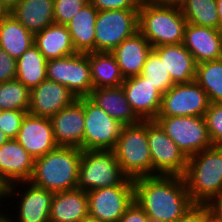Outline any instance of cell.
I'll return each instance as SVG.
<instances>
[{
	"label": "cell",
	"mask_w": 222,
	"mask_h": 222,
	"mask_svg": "<svg viewBox=\"0 0 222 222\" xmlns=\"http://www.w3.org/2000/svg\"><path fill=\"white\" fill-rule=\"evenodd\" d=\"M81 154L80 148L58 146L34 160L30 181L52 192L76 189Z\"/></svg>",
	"instance_id": "obj_3"
},
{
	"label": "cell",
	"mask_w": 222,
	"mask_h": 222,
	"mask_svg": "<svg viewBox=\"0 0 222 222\" xmlns=\"http://www.w3.org/2000/svg\"><path fill=\"white\" fill-rule=\"evenodd\" d=\"M153 50L159 55L164 63L166 72L174 84L190 83L195 81L196 62L193 55L183 44H171L154 47Z\"/></svg>",
	"instance_id": "obj_22"
},
{
	"label": "cell",
	"mask_w": 222,
	"mask_h": 222,
	"mask_svg": "<svg viewBox=\"0 0 222 222\" xmlns=\"http://www.w3.org/2000/svg\"><path fill=\"white\" fill-rule=\"evenodd\" d=\"M34 44V35L9 13L0 20V47L16 60Z\"/></svg>",
	"instance_id": "obj_28"
},
{
	"label": "cell",
	"mask_w": 222,
	"mask_h": 222,
	"mask_svg": "<svg viewBox=\"0 0 222 222\" xmlns=\"http://www.w3.org/2000/svg\"><path fill=\"white\" fill-rule=\"evenodd\" d=\"M47 79L64 85L75 97H89L93 90L88 53H75L47 61Z\"/></svg>",
	"instance_id": "obj_11"
},
{
	"label": "cell",
	"mask_w": 222,
	"mask_h": 222,
	"mask_svg": "<svg viewBox=\"0 0 222 222\" xmlns=\"http://www.w3.org/2000/svg\"><path fill=\"white\" fill-rule=\"evenodd\" d=\"M28 111L6 110L2 111L0 118V130L3 131L9 139H16L23 118Z\"/></svg>",
	"instance_id": "obj_37"
},
{
	"label": "cell",
	"mask_w": 222,
	"mask_h": 222,
	"mask_svg": "<svg viewBox=\"0 0 222 222\" xmlns=\"http://www.w3.org/2000/svg\"><path fill=\"white\" fill-rule=\"evenodd\" d=\"M98 10L89 1L66 25L77 53L95 52V24Z\"/></svg>",
	"instance_id": "obj_26"
},
{
	"label": "cell",
	"mask_w": 222,
	"mask_h": 222,
	"mask_svg": "<svg viewBox=\"0 0 222 222\" xmlns=\"http://www.w3.org/2000/svg\"><path fill=\"white\" fill-rule=\"evenodd\" d=\"M206 222H221V221H218L213 216H211Z\"/></svg>",
	"instance_id": "obj_51"
},
{
	"label": "cell",
	"mask_w": 222,
	"mask_h": 222,
	"mask_svg": "<svg viewBox=\"0 0 222 222\" xmlns=\"http://www.w3.org/2000/svg\"><path fill=\"white\" fill-rule=\"evenodd\" d=\"M34 171V159L15 139L0 146V184L9 185L30 181Z\"/></svg>",
	"instance_id": "obj_17"
},
{
	"label": "cell",
	"mask_w": 222,
	"mask_h": 222,
	"mask_svg": "<svg viewBox=\"0 0 222 222\" xmlns=\"http://www.w3.org/2000/svg\"><path fill=\"white\" fill-rule=\"evenodd\" d=\"M187 20L177 4L143 0L138 10V31L152 47L182 44Z\"/></svg>",
	"instance_id": "obj_2"
},
{
	"label": "cell",
	"mask_w": 222,
	"mask_h": 222,
	"mask_svg": "<svg viewBox=\"0 0 222 222\" xmlns=\"http://www.w3.org/2000/svg\"><path fill=\"white\" fill-rule=\"evenodd\" d=\"M195 81L207 93L210 103L222 102V58L196 64Z\"/></svg>",
	"instance_id": "obj_31"
},
{
	"label": "cell",
	"mask_w": 222,
	"mask_h": 222,
	"mask_svg": "<svg viewBox=\"0 0 222 222\" xmlns=\"http://www.w3.org/2000/svg\"><path fill=\"white\" fill-rule=\"evenodd\" d=\"M47 59L33 44L17 60L16 79L29 90L47 79Z\"/></svg>",
	"instance_id": "obj_30"
},
{
	"label": "cell",
	"mask_w": 222,
	"mask_h": 222,
	"mask_svg": "<svg viewBox=\"0 0 222 222\" xmlns=\"http://www.w3.org/2000/svg\"><path fill=\"white\" fill-rule=\"evenodd\" d=\"M154 120L187 157L213 146L204 117H156Z\"/></svg>",
	"instance_id": "obj_8"
},
{
	"label": "cell",
	"mask_w": 222,
	"mask_h": 222,
	"mask_svg": "<svg viewBox=\"0 0 222 222\" xmlns=\"http://www.w3.org/2000/svg\"><path fill=\"white\" fill-rule=\"evenodd\" d=\"M2 117V110L0 109V118Z\"/></svg>",
	"instance_id": "obj_53"
},
{
	"label": "cell",
	"mask_w": 222,
	"mask_h": 222,
	"mask_svg": "<svg viewBox=\"0 0 222 222\" xmlns=\"http://www.w3.org/2000/svg\"><path fill=\"white\" fill-rule=\"evenodd\" d=\"M2 202H0V207L2 206V204H1ZM0 209H2V211L0 210V222H3L5 219H6V213H5V211H6V208H5V210H3L4 208H0ZM4 211V212H3Z\"/></svg>",
	"instance_id": "obj_48"
},
{
	"label": "cell",
	"mask_w": 222,
	"mask_h": 222,
	"mask_svg": "<svg viewBox=\"0 0 222 222\" xmlns=\"http://www.w3.org/2000/svg\"><path fill=\"white\" fill-rule=\"evenodd\" d=\"M118 185H134L120 167L113 150H83L77 188L85 192Z\"/></svg>",
	"instance_id": "obj_6"
},
{
	"label": "cell",
	"mask_w": 222,
	"mask_h": 222,
	"mask_svg": "<svg viewBox=\"0 0 222 222\" xmlns=\"http://www.w3.org/2000/svg\"><path fill=\"white\" fill-rule=\"evenodd\" d=\"M9 140L10 139L7 137V135L3 131L0 130V146Z\"/></svg>",
	"instance_id": "obj_47"
},
{
	"label": "cell",
	"mask_w": 222,
	"mask_h": 222,
	"mask_svg": "<svg viewBox=\"0 0 222 222\" xmlns=\"http://www.w3.org/2000/svg\"><path fill=\"white\" fill-rule=\"evenodd\" d=\"M10 12L7 10V8L3 5V3L0 0V20L4 17H6Z\"/></svg>",
	"instance_id": "obj_46"
},
{
	"label": "cell",
	"mask_w": 222,
	"mask_h": 222,
	"mask_svg": "<svg viewBox=\"0 0 222 222\" xmlns=\"http://www.w3.org/2000/svg\"><path fill=\"white\" fill-rule=\"evenodd\" d=\"M113 152L123 172L129 178L152 176V160L147 140V120L124 125Z\"/></svg>",
	"instance_id": "obj_5"
},
{
	"label": "cell",
	"mask_w": 222,
	"mask_h": 222,
	"mask_svg": "<svg viewBox=\"0 0 222 222\" xmlns=\"http://www.w3.org/2000/svg\"><path fill=\"white\" fill-rule=\"evenodd\" d=\"M53 134L58 146L80 148L83 151L85 116L83 97L63 108L51 118Z\"/></svg>",
	"instance_id": "obj_16"
},
{
	"label": "cell",
	"mask_w": 222,
	"mask_h": 222,
	"mask_svg": "<svg viewBox=\"0 0 222 222\" xmlns=\"http://www.w3.org/2000/svg\"><path fill=\"white\" fill-rule=\"evenodd\" d=\"M35 160L58 147L50 118L27 112L15 139Z\"/></svg>",
	"instance_id": "obj_15"
},
{
	"label": "cell",
	"mask_w": 222,
	"mask_h": 222,
	"mask_svg": "<svg viewBox=\"0 0 222 222\" xmlns=\"http://www.w3.org/2000/svg\"><path fill=\"white\" fill-rule=\"evenodd\" d=\"M98 11L139 9L143 0H90Z\"/></svg>",
	"instance_id": "obj_38"
},
{
	"label": "cell",
	"mask_w": 222,
	"mask_h": 222,
	"mask_svg": "<svg viewBox=\"0 0 222 222\" xmlns=\"http://www.w3.org/2000/svg\"><path fill=\"white\" fill-rule=\"evenodd\" d=\"M141 75L162 95L174 85L164 63L153 49L146 58Z\"/></svg>",
	"instance_id": "obj_34"
},
{
	"label": "cell",
	"mask_w": 222,
	"mask_h": 222,
	"mask_svg": "<svg viewBox=\"0 0 222 222\" xmlns=\"http://www.w3.org/2000/svg\"><path fill=\"white\" fill-rule=\"evenodd\" d=\"M85 127L83 150H113L122 127L89 97H83Z\"/></svg>",
	"instance_id": "obj_12"
},
{
	"label": "cell",
	"mask_w": 222,
	"mask_h": 222,
	"mask_svg": "<svg viewBox=\"0 0 222 222\" xmlns=\"http://www.w3.org/2000/svg\"><path fill=\"white\" fill-rule=\"evenodd\" d=\"M178 5L188 23L218 30L216 0H182Z\"/></svg>",
	"instance_id": "obj_32"
},
{
	"label": "cell",
	"mask_w": 222,
	"mask_h": 222,
	"mask_svg": "<svg viewBox=\"0 0 222 222\" xmlns=\"http://www.w3.org/2000/svg\"><path fill=\"white\" fill-rule=\"evenodd\" d=\"M213 146H222V102L210 103L204 115Z\"/></svg>",
	"instance_id": "obj_35"
},
{
	"label": "cell",
	"mask_w": 222,
	"mask_h": 222,
	"mask_svg": "<svg viewBox=\"0 0 222 222\" xmlns=\"http://www.w3.org/2000/svg\"><path fill=\"white\" fill-rule=\"evenodd\" d=\"M183 177L194 204H208L222 193V146L189 156Z\"/></svg>",
	"instance_id": "obj_4"
},
{
	"label": "cell",
	"mask_w": 222,
	"mask_h": 222,
	"mask_svg": "<svg viewBox=\"0 0 222 222\" xmlns=\"http://www.w3.org/2000/svg\"><path fill=\"white\" fill-rule=\"evenodd\" d=\"M4 200V187L0 184V202Z\"/></svg>",
	"instance_id": "obj_50"
},
{
	"label": "cell",
	"mask_w": 222,
	"mask_h": 222,
	"mask_svg": "<svg viewBox=\"0 0 222 222\" xmlns=\"http://www.w3.org/2000/svg\"><path fill=\"white\" fill-rule=\"evenodd\" d=\"M159 4H179L182 0H148Z\"/></svg>",
	"instance_id": "obj_45"
},
{
	"label": "cell",
	"mask_w": 222,
	"mask_h": 222,
	"mask_svg": "<svg viewBox=\"0 0 222 222\" xmlns=\"http://www.w3.org/2000/svg\"><path fill=\"white\" fill-rule=\"evenodd\" d=\"M147 140L153 175L184 176L188 157L155 120H147Z\"/></svg>",
	"instance_id": "obj_9"
},
{
	"label": "cell",
	"mask_w": 222,
	"mask_h": 222,
	"mask_svg": "<svg viewBox=\"0 0 222 222\" xmlns=\"http://www.w3.org/2000/svg\"><path fill=\"white\" fill-rule=\"evenodd\" d=\"M122 88L132 110L141 120H154L161 106L162 94L141 74L125 78Z\"/></svg>",
	"instance_id": "obj_19"
},
{
	"label": "cell",
	"mask_w": 222,
	"mask_h": 222,
	"mask_svg": "<svg viewBox=\"0 0 222 222\" xmlns=\"http://www.w3.org/2000/svg\"><path fill=\"white\" fill-rule=\"evenodd\" d=\"M207 205L212 216L222 222V193L214 197Z\"/></svg>",
	"instance_id": "obj_42"
},
{
	"label": "cell",
	"mask_w": 222,
	"mask_h": 222,
	"mask_svg": "<svg viewBox=\"0 0 222 222\" xmlns=\"http://www.w3.org/2000/svg\"><path fill=\"white\" fill-rule=\"evenodd\" d=\"M218 11V30L222 33V0H216Z\"/></svg>",
	"instance_id": "obj_43"
},
{
	"label": "cell",
	"mask_w": 222,
	"mask_h": 222,
	"mask_svg": "<svg viewBox=\"0 0 222 222\" xmlns=\"http://www.w3.org/2000/svg\"><path fill=\"white\" fill-rule=\"evenodd\" d=\"M76 99L67 87L46 79L30 90L28 112L36 116L51 118Z\"/></svg>",
	"instance_id": "obj_18"
},
{
	"label": "cell",
	"mask_w": 222,
	"mask_h": 222,
	"mask_svg": "<svg viewBox=\"0 0 222 222\" xmlns=\"http://www.w3.org/2000/svg\"><path fill=\"white\" fill-rule=\"evenodd\" d=\"M88 215V197L85 191L76 188L54 193L50 222H79Z\"/></svg>",
	"instance_id": "obj_24"
},
{
	"label": "cell",
	"mask_w": 222,
	"mask_h": 222,
	"mask_svg": "<svg viewBox=\"0 0 222 222\" xmlns=\"http://www.w3.org/2000/svg\"><path fill=\"white\" fill-rule=\"evenodd\" d=\"M34 45L47 60L77 53L66 25L53 23L34 35Z\"/></svg>",
	"instance_id": "obj_27"
},
{
	"label": "cell",
	"mask_w": 222,
	"mask_h": 222,
	"mask_svg": "<svg viewBox=\"0 0 222 222\" xmlns=\"http://www.w3.org/2000/svg\"><path fill=\"white\" fill-rule=\"evenodd\" d=\"M90 0H54V22L67 25Z\"/></svg>",
	"instance_id": "obj_36"
},
{
	"label": "cell",
	"mask_w": 222,
	"mask_h": 222,
	"mask_svg": "<svg viewBox=\"0 0 222 222\" xmlns=\"http://www.w3.org/2000/svg\"><path fill=\"white\" fill-rule=\"evenodd\" d=\"M17 62L0 47V83L16 79Z\"/></svg>",
	"instance_id": "obj_39"
},
{
	"label": "cell",
	"mask_w": 222,
	"mask_h": 222,
	"mask_svg": "<svg viewBox=\"0 0 222 222\" xmlns=\"http://www.w3.org/2000/svg\"><path fill=\"white\" fill-rule=\"evenodd\" d=\"M147 222H161V221L151 220V219L149 218Z\"/></svg>",
	"instance_id": "obj_52"
},
{
	"label": "cell",
	"mask_w": 222,
	"mask_h": 222,
	"mask_svg": "<svg viewBox=\"0 0 222 222\" xmlns=\"http://www.w3.org/2000/svg\"><path fill=\"white\" fill-rule=\"evenodd\" d=\"M54 193L33 184L31 181H22L7 186L4 188V199L16 196L15 198L20 200L15 202L16 208L11 207L12 210L17 209L18 211L14 215L6 213V220L8 222H49Z\"/></svg>",
	"instance_id": "obj_7"
},
{
	"label": "cell",
	"mask_w": 222,
	"mask_h": 222,
	"mask_svg": "<svg viewBox=\"0 0 222 222\" xmlns=\"http://www.w3.org/2000/svg\"><path fill=\"white\" fill-rule=\"evenodd\" d=\"M10 13L33 35L55 23L54 0H20Z\"/></svg>",
	"instance_id": "obj_25"
},
{
	"label": "cell",
	"mask_w": 222,
	"mask_h": 222,
	"mask_svg": "<svg viewBox=\"0 0 222 222\" xmlns=\"http://www.w3.org/2000/svg\"><path fill=\"white\" fill-rule=\"evenodd\" d=\"M93 89L118 87L125 78L111 52L88 53Z\"/></svg>",
	"instance_id": "obj_29"
},
{
	"label": "cell",
	"mask_w": 222,
	"mask_h": 222,
	"mask_svg": "<svg viewBox=\"0 0 222 222\" xmlns=\"http://www.w3.org/2000/svg\"><path fill=\"white\" fill-rule=\"evenodd\" d=\"M211 216L207 204H194L176 222H206Z\"/></svg>",
	"instance_id": "obj_40"
},
{
	"label": "cell",
	"mask_w": 222,
	"mask_h": 222,
	"mask_svg": "<svg viewBox=\"0 0 222 222\" xmlns=\"http://www.w3.org/2000/svg\"><path fill=\"white\" fill-rule=\"evenodd\" d=\"M79 222H99V221L88 215L87 217L81 219Z\"/></svg>",
	"instance_id": "obj_49"
},
{
	"label": "cell",
	"mask_w": 222,
	"mask_h": 222,
	"mask_svg": "<svg viewBox=\"0 0 222 222\" xmlns=\"http://www.w3.org/2000/svg\"><path fill=\"white\" fill-rule=\"evenodd\" d=\"M182 44L196 64L222 58V33L217 29L187 22Z\"/></svg>",
	"instance_id": "obj_20"
},
{
	"label": "cell",
	"mask_w": 222,
	"mask_h": 222,
	"mask_svg": "<svg viewBox=\"0 0 222 222\" xmlns=\"http://www.w3.org/2000/svg\"><path fill=\"white\" fill-rule=\"evenodd\" d=\"M148 219L147 214L134 200L118 222H147Z\"/></svg>",
	"instance_id": "obj_41"
},
{
	"label": "cell",
	"mask_w": 222,
	"mask_h": 222,
	"mask_svg": "<svg viewBox=\"0 0 222 222\" xmlns=\"http://www.w3.org/2000/svg\"><path fill=\"white\" fill-rule=\"evenodd\" d=\"M210 101L207 93L196 82L174 84L162 95L157 117L201 116L204 117Z\"/></svg>",
	"instance_id": "obj_13"
},
{
	"label": "cell",
	"mask_w": 222,
	"mask_h": 222,
	"mask_svg": "<svg viewBox=\"0 0 222 222\" xmlns=\"http://www.w3.org/2000/svg\"><path fill=\"white\" fill-rule=\"evenodd\" d=\"M152 49L148 40L137 31L122 41L111 53L124 78H128L142 73L146 58Z\"/></svg>",
	"instance_id": "obj_21"
},
{
	"label": "cell",
	"mask_w": 222,
	"mask_h": 222,
	"mask_svg": "<svg viewBox=\"0 0 222 222\" xmlns=\"http://www.w3.org/2000/svg\"><path fill=\"white\" fill-rule=\"evenodd\" d=\"M138 10L98 11L95 24V51L112 52L138 31Z\"/></svg>",
	"instance_id": "obj_10"
},
{
	"label": "cell",
	"mask_w": 222,
	"mask_h": 222,
	"mask_svg": "<svg viewBox=\"0 0 222 222\" xmlns=\"http://www.w3.org/2000/svg\"><path fill=\"white\" fill-rule=\"evenodd\" d=\"M30 90L19 80L13 79L0 83V109L2 111H28Z\"/></svg>",
	"instance_id": "obj_33"
},
{
	"label": "cell",
	"mask_w": 222,
	"mask_h": 222,
	"mask_svg": "<svg viewBox=\"0 0 222 222\" xmlns=\"http://www.w3.org/2000/svg\"><path fill=\"white\" fill-rule=\"evenodd\" d=\"M19 1L20 0H1L9 12L19 3Z\"/></svg>",
	"instance_id": "obj_44"
},
{
	"label": "cell",
	"mask_w": 222,
	"mask_h": 222,
	"mask_svg": "<svg viewBox=\"0 0 222 222\" xmlns=\"http://www.w3.org/2000/svg\"><path fill=\"white\" fill-rule=\"evenodd\" d=\"M134 200L151 220L176 222L194 203L185 179L153 175L134 179Z\"/></svg>",
	"instance_id": "obj_1"
},
{
	"label": "cell",
	"mask_w": 222,
	"mask_h": 222,
	"mask_svg": "<svg viewBox=\"0 0 222 222\" xmlns=\"http://www.w3.org/2000/svg\"><path fill=\"white\" fill-rule=\"evenodd\" d=\"M89 98L110 117L123 125L136 124L141 121L128 103L122 85L93 89Z\"/></svg>",
	"instance_id": "obj_23"
},
{
	"label": "cell",
	"mask_w": 222,
	"mask_h": 222,
	"mask_svg": "<svg viewBox=\"0 0 222 222\" xmlns=\"http://www.w3.org/2000/svg\"><path fill=\"white\" fill-rule=\"evenodd\" d=\"M89 216L99 222H118L134 201V185H118L86 192Z\"/></svg>",
	"instance_id": "obj_14"
}]
</instances>
